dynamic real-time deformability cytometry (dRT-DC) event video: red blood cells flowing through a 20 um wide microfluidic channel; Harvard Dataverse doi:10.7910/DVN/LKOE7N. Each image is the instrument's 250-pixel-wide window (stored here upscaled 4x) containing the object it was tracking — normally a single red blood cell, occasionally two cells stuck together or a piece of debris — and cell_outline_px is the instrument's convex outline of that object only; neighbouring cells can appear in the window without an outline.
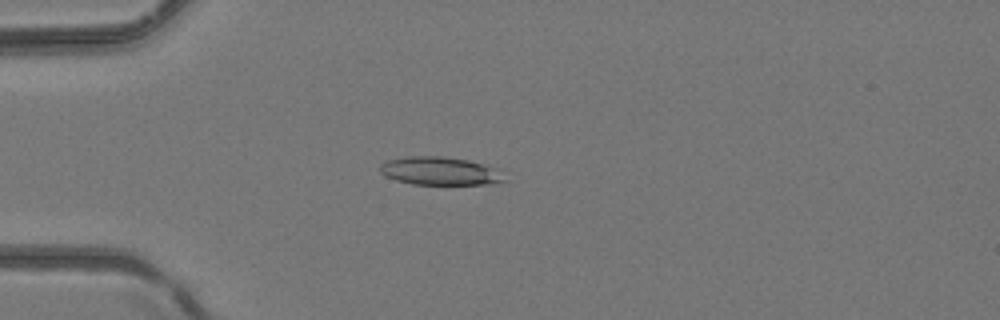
{"species": "common noctule bat (a hibernating species)", "species_latin": "Nyctalus noctula", "temperature_condition": "room temperature", "stored_images_in_passage": 5, "camera_frame_rate_fps": 3000, "um_per_image_px": 0.085, "animal": {"sex": "female", "body_mass_g": 24.6, "forearm_length_mm": 56.2}, "frame": {"image": 1, "passage_image": 4, "time_ms": 1.0, "image_size_px": [1000, 320], "cell_outline_px": [[508, 180], [488, 184], [412, 184], [396, 180], [384, 176], [380, 172], [380, 164], [388, 160], [408, 156], [444, 156], [468, 160], [496, 168]], "centroid_in_image_um": [37.38, 14.53], "position_along_channel_um": 47.6, "area_um2": 20.4}}